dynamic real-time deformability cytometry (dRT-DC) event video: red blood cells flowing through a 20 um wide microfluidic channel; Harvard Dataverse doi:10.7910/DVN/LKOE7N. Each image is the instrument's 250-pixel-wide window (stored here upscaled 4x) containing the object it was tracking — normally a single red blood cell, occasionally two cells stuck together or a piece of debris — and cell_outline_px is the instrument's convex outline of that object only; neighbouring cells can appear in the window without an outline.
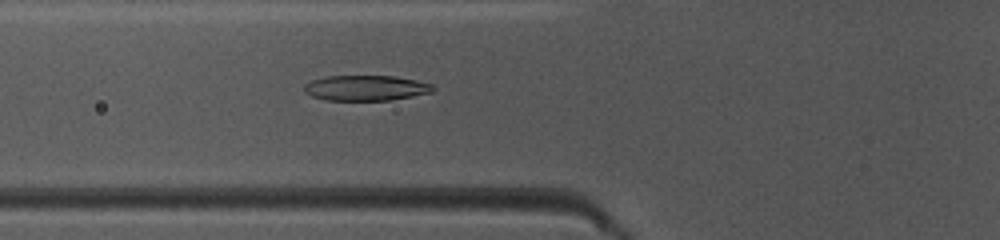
{"species": "common noctule bat (a hibernating species)", "species_latin": "Nyctalus noctula", "temperature_condition": "warm", "stored_images_in_passage": 48, "camera_frame_rate_fps": 3000, "um_per_image_px": 0.085, "animal": {"sex": "female", "body_mass_g": 10.0, "forearm_length_mm": 53.1}, "frame": {"image": 1, "passage_image": 18, "time_ms": 5.667, "image_size_px": [1000, 240], "cell_outline_px": [[436, 88], [432, 92], [392, 100], [324, 100], [312, 96], [304, 92], [304, 84], [312, 80], [328, 76], [396, 76], [416, 80], [432, 84]], "centroid_in_image_um": [31.1, 7.48], "position_along_channel_um": 94.7, "area_um2": 19.07}}
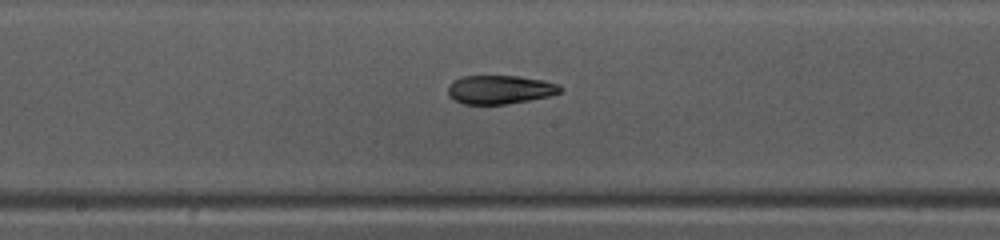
{"frame": {"image": 2, "passage_image": 26, "time_ms": 8.333, "image_size_px": [1000, 240], "cell_outline_px": [[564, 88], [560, 92], [548, 96], [528, 100], [504, 104], [464, 104], [456, 100], [448, 92], [448, 84], [452, 80], [460, 76], [520, 76], [544, 80], [560, 84]], "centroid_in_image_um": [42.51, 7.59], "position_along_channel_um": 205.7, "area_um2": 18.79}}
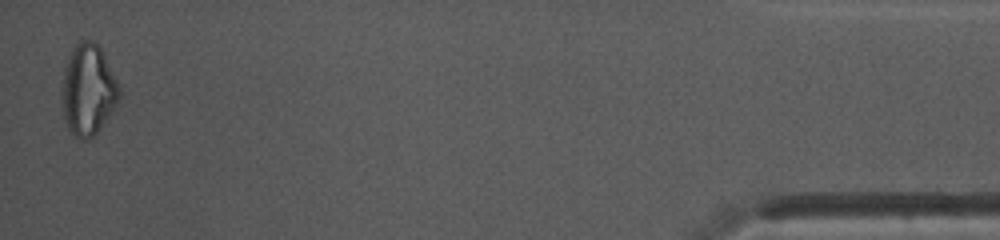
{"frame": {"image": 3, "passage_image": 48, "time_ms": 15.667, "image_size_px": [1000, 240], "cell_outline_px": [[120, 96], [116, 104], [100, 128], [92, 136], [84, 140], [80, 140], [68, 132], [60, 100], [60, 88], [64, 68], [68, 56], [72, 48], [80, 40], [92, 40], [100, 48], [120, 88]], "centroid_in_image_um": [7.42, 7.65], "position_along_channel_um": 427.8, "area_um2": 30.52}, "authors_computed_cell_mechanics": {"area_um2": 20.0277, "velocity_mm_per_s": 4.1211, "shape_relaxation_time_tau1_ms": null, "shape_relaxation_time_tau2_ms": 2.2313, "deformation_change_tau1": null, "deformation_change_tau2": 0.0981}}